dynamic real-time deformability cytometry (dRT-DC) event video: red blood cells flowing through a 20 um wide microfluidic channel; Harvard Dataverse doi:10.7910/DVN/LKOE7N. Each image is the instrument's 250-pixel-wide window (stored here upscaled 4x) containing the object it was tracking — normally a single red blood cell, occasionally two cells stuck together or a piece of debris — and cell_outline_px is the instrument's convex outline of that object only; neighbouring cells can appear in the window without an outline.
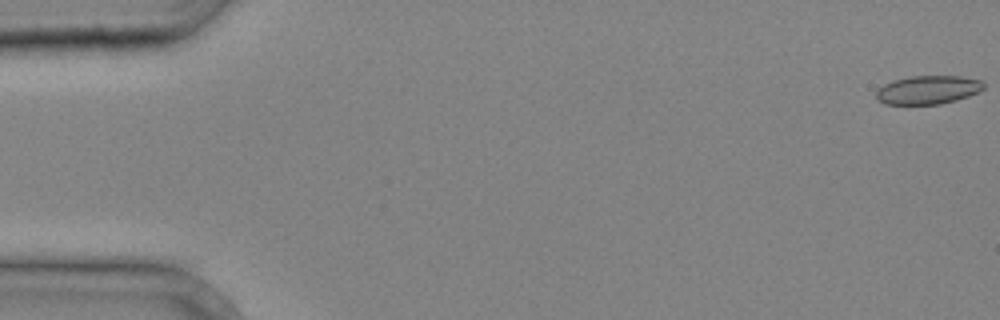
{"species": "common noctule bat (a hibernating species)", "species_latin": "Nyctalus noctula", "temperature_condition": "cold", "stored_images_in_passage": 37, "camera_frame_rate_fps": 3000, "um_per_image_px": 0.085, "animal": {"sex": "male", "body_mass_g": 20.4}, "frame": {"image": 1, "passage_image": 1, "time_ms": 0.0, "image_size_px": [1000, 320], "cell_outline_px": [[984, 88], [968, 96], [956, 100], [940, 104], [884, 104], [876, 100], [876, 92], [884, 84], [896, 80], [912, 76], [960, 76], [980, 80], [984, 84]], "centroid_in_image_um": [78.86, 7.64], "position_along_channel_um": 6.1, "area_um2": 17.69}}
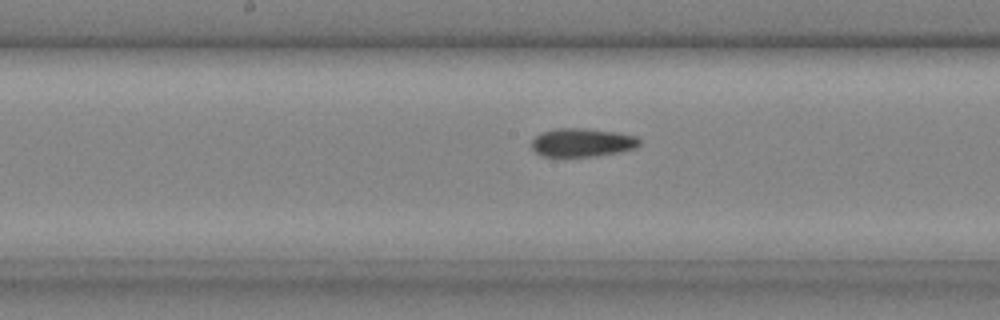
{"frame": {"image": 2, "passage_image": 21, "time_ms": 6.667, "image_size_px": [1000, 320], "cell_outline_px": [[640, 144], [636, 148], [620, 152], [596, 156], [540, 156], [532, 148], [532, 140], [540, 132], [556, 128], [584, 128], [616, 132], [636, 136], [640, 140]], "centroid_in_image_um": [49.48, 12.11], "position_along_channel_um": 198.7, "area_um2": 17.98}}
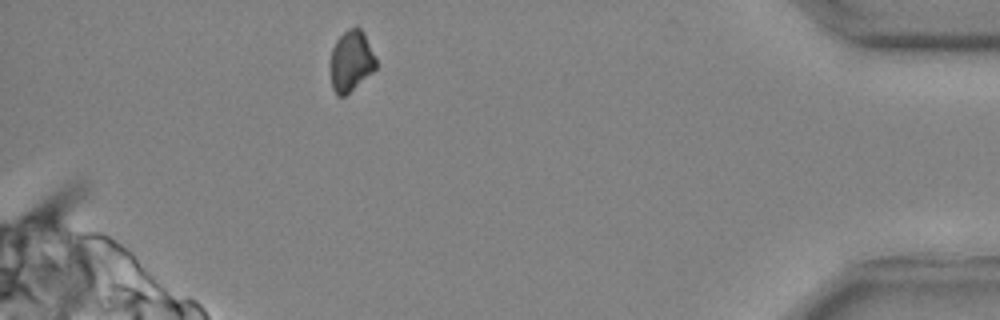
{"frame": {"image": 3, "passage_image": 36, "time_ms": 11.667, "image_size_px": [1000, 320], "cell_outline_px": [[376, 68], [372, 72], [344, 96], [336, 96], [332, 88], [332, 48], [336, 40], [348, 28], [360, 28], [364, 32], [376, 56]], "centroid_in_image_um": [29.87, 5.17], "position_along_channel_um": 405.3, "area_um2": 15.9}}